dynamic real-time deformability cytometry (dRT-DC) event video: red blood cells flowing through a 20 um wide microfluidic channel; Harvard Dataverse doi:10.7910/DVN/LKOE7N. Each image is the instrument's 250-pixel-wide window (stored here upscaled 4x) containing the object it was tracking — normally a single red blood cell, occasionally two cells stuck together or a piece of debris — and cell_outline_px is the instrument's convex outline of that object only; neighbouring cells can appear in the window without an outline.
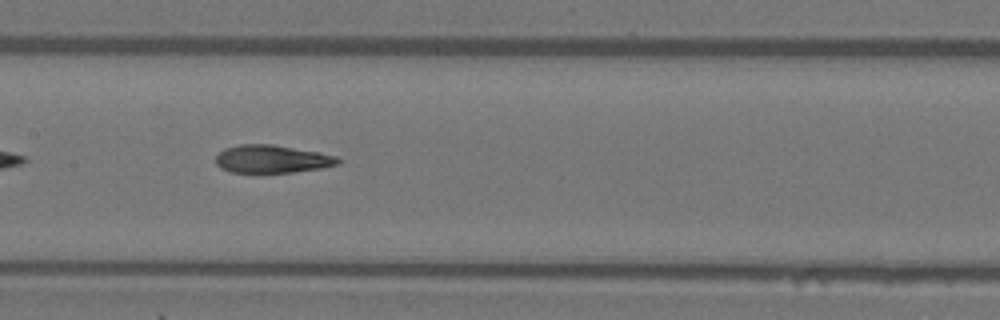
{"species": "Egyptian fruit bat (a non-hibernating species)", "species_latin": "Rousettus aegyptiacus", "temperature_condition": "warm", "stored_images_in_passage": 32, "camera_frame_rate_fps": 3000, "um_per_image_px": 0.085, "animal": {"sex": "female"}, "frame": {"image": 1, "passage_image": 10, "time_ms": 3.0, "image_size_px": [1000, 320], "cell_outline_px": [[340, 164], [320, 168], [292, 172], [232, 172], [220, 168], [216, 164], [216, 156], [224, 148], [240, 144], [272, 144], [320, 152], [336, 156], [340, 160]], "centroid_in_image_um": [23.12, 13.51], "position_along_channel_um": 184.3, "area_um2": 19.83}}
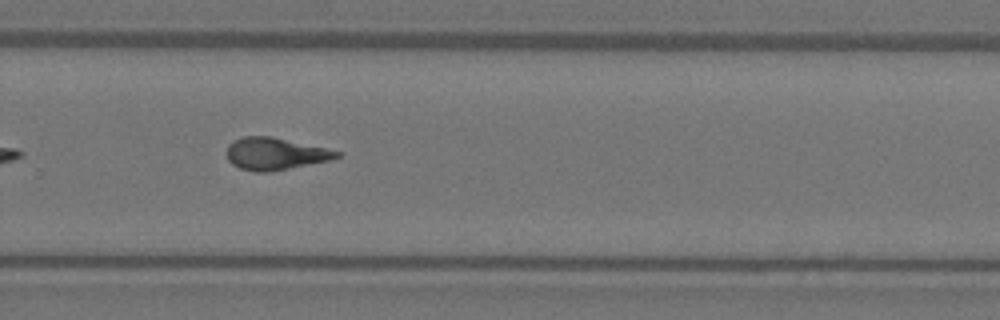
{"frame": {"image": 2, "passage_image": 19, "time_ms": 6.0, "image_size_px": [1000, 320], "cell_outline_px": [[340, 156], [332, 160], [268, 172], [256, 172], [240, 168], [232, 164], [228, 160], [228, 144], [232, 140], [244, 136], [272, 136], [324, 148], [340, 152]], "centroid_in_image_um": [23.37, 13.07], "position_along_channel_um": 306.4, "area_um2": 20.46}, "authors_computed_cell_mechanics": {"area_um2": 20.3745, "velocity_mm_per_s": 4.1017, "shape_relaxation_time_tau1_ms": 9.3672, "shape_relaxation_time_tau2_ms": 2.6667, "deformation_change_tau1": 0.2649, "deformation_change_tau2": 0.1253}}